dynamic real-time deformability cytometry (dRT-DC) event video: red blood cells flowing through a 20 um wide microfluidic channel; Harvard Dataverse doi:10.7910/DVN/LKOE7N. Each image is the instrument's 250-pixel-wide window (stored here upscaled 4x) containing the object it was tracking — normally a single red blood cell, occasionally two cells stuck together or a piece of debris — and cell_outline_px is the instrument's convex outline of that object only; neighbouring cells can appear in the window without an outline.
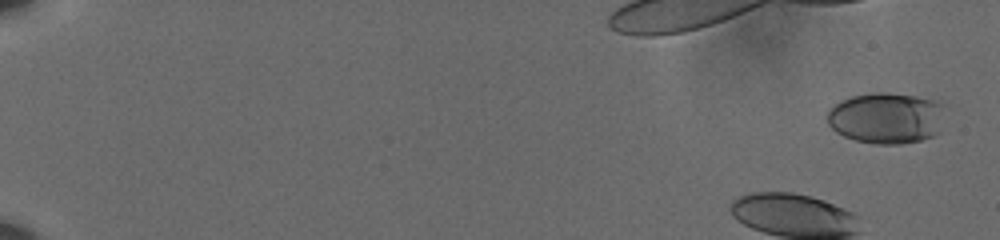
{"species": "human", "species_latin": "Homo sapiens", "temperature_condition": "cold", "stored_images_in_passage": 58, "camera_frame_rate_fps": 3000, "um_per_image_px": 0.085, "donor": {"sex": "male"}, "frame": {"image": 1, "passage_image": 3, "time_ms": 0.667, "image_size_px": [1000, 240], "cell_outline_px": [[940, 104], [936, 132], [932, 136], [920, 140], [900, 144], [876, 144], [856, 140], [844, 136], [836, 132], [828, 124], [828, 112], [840, 100], [852, 96], [876, 92], [888, 92], [916, 96], [932, 100]], "centroid_in_image_um": [75.23, 10.03], "position_along_channel_um": 9.8, "area_um2": 34.16}}
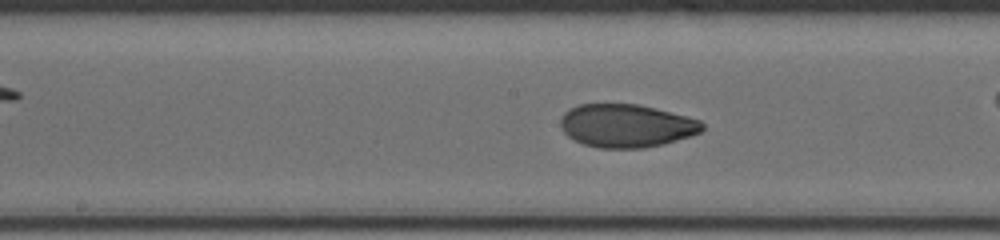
{"frame": {"image": 2, "passage_image": 32, "time_ms": 10.333, "image_size_px": [1000, 240], "cell_outline_px": [[704, 128], [700, 132], [692, 136], [664, 144], [644, 148], [600, 148], [584, 144], [568, 136], [560, 128], [560, 120], [564, 112], [580, 104], [636, 104], [700, 120], [704, 124]], "centroid_in_image_um": [53.23, 10.7], "position_along_channel_um": 195.0, "area_um2": 35.43}}
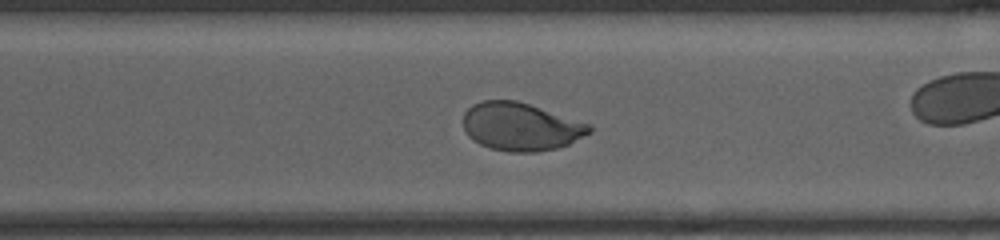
{"frame": {"image": 3, "passage_image": 43, "time_ms": 14.0, "image_size_px": [1000, 240], "cell_outline_px": [[592, 132], [568, 144], [556, 148], [536, 152], [508, 152], [488, 148], [472, 140], [468, 136], [464, 128], [464, 112], [472, 104], [484, 100], [516, 100], [592, 124]], "centroid_in_image_um": [44.26, 10.77], "position_along_channel_um": 326.3, "area_um2": 35.43}, "authors_computed_cell_mechanics": {"area_um2": 35.5759, "velocity_mm_per_s": 3.6029, "shape_relaxation_time_tau1_ms": 5.9003, "shape_relaxation_time_tau2_ms": 1.0707, "deformation_change_tau1": 0.1996, "deformation_change_tau2": 0.0504}}